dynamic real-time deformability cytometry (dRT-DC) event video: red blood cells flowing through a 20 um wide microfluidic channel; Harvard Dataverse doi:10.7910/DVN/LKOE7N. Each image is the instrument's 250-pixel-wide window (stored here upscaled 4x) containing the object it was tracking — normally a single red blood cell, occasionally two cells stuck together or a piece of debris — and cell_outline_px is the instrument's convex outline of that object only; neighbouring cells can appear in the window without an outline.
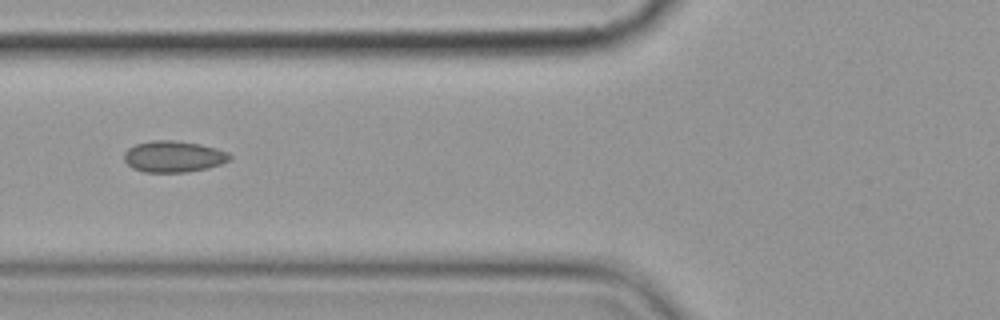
{"species": "common noctule bat (a hibernating species)", "species_latin": "Nyctalus noctula", "temperature_condition": "cold", "stored_images_in_passage": 10, "camera_frame_rate_fps": 3000, "um_per_image_px": 0.085, "animal": {"sex": "female", "body_mass_g": 19.9}, "frame": {"image": 1, "passage_image": 6, "time_ms": 6.667, "image_size_px": [1000, 320], "cell_outline_px": [[232, 156], [228, 160], [220, 164], [208, 168], [184, 172], [144, 172], [132, 168], [124, 160], [124, 152], [128, 148], [136, 144], [152, 140], [172, 140], [200, 144], [216, 148], [228, 152]], "centroid_in_image_um": [14.73, 13.3], "position_along_channel_um": 111.1, "area_um2": 19.25}}
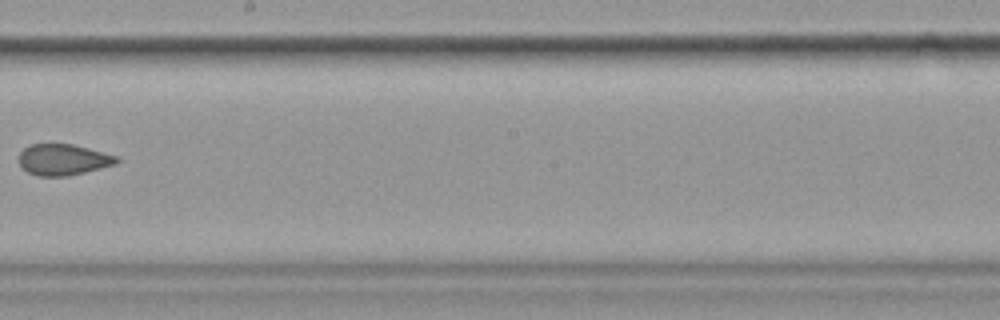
{"frame": {"image": 2, "passage_image": 9, "time_ms": 10.333, "image_size_px": [1000, 320], "cell_outline_px": [[120, 160], [116, 164], [68, 176], [36, 176], [20, 168], [16, 160], [20, 152], [24, 148], [32, 144], [72, 144], [120, 156]], "centroid_in_image_um": [5.34, 13.57], "position_along_channel_um": 242.9, "area_um2": 18.03}}
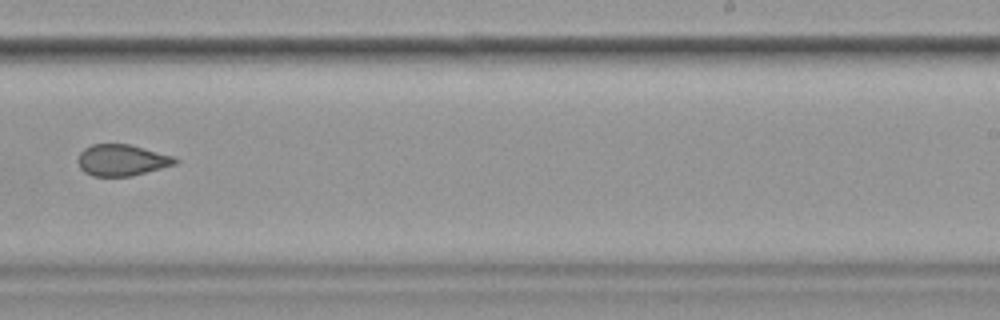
{"frame": {"image": 3, "passage_image": 10, "time_ms": 11.333, "image_size_px": [1000, 320], "cell_outline_px": [[180, 160], [176, 164], [132, 176], [92, 176], [84, 172], [80, 168], [80, 152], [84, 148], [92, 144], [128, 144], [176, 156]], "centroid_in_image_um": [10.41, 13.61], "position_along_channel_um": 278.6, "area_um2": 17.74}}